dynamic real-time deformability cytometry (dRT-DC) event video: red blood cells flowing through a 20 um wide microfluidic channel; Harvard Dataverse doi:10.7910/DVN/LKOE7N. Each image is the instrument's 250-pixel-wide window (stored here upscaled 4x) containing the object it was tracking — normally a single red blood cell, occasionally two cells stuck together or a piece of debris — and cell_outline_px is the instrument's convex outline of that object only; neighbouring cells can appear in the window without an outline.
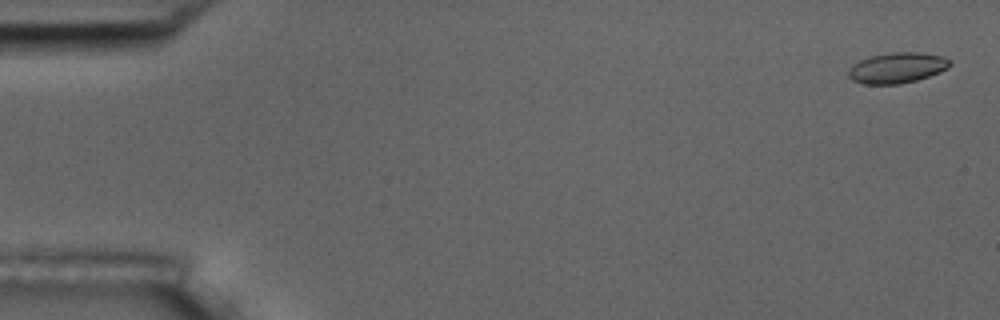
{"species": "common noctule bat (a hibernating species)", "species_latin": "Nyctalus noctula", "temperature_condition": "room temperature", "stored_images_in_passage": 10, "camera_frame_rate_fps": 3000, "um_per_image_px": 0.085, "animal": {"sex": "male", "body_mass_g": 17.5, "forearm_length_mm": 52.3}, "frame": {"image": 1, "passage_image": 1, "time_ms": 0.0, "image_size_px": [1000, 320], "cell_outline_px": [[952, 64], [948, 68], [940, 72], [916, 80], [900, 84], [864, 84], [852, 80], [848, 76], [848, 72], [852, 64], [860, 60], [872, 56], [892, 52], [920, 52], [944, 56], [952, 60]], "centroid_in_image_um": [76.29, 5.76], "position_along_channel_um": 8.7, "area_um2": 18.21}}
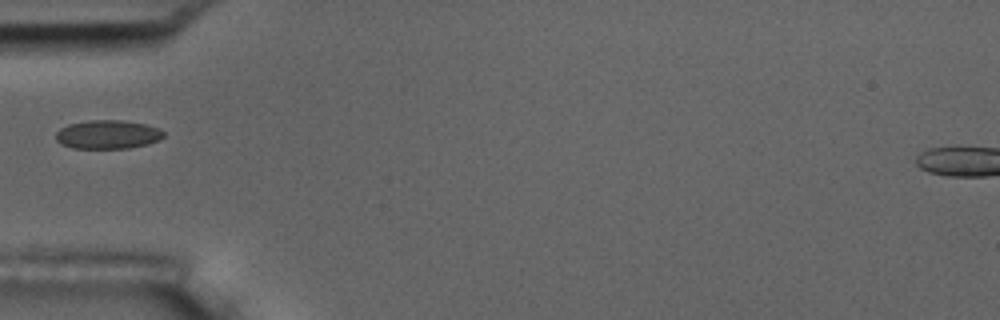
{"frame": {"image": 2, "passage_image": 5, "time_ms": 5.667, "image_size_px": [1000, 320], "cell_outline_px": [[164, 136], [160, 140], [148, 144], [128, 148], [72, 148], [60, 144], [56, 140], [56, 132], [60, 128], [68, 124], [88, 120], [124, 120], [144, 124], [160, 128], [164, 132]], "centroid_in_image_um": [9.16, 11.43], "position_along_channel_um": 75.8, "area_um2": 18.21}}
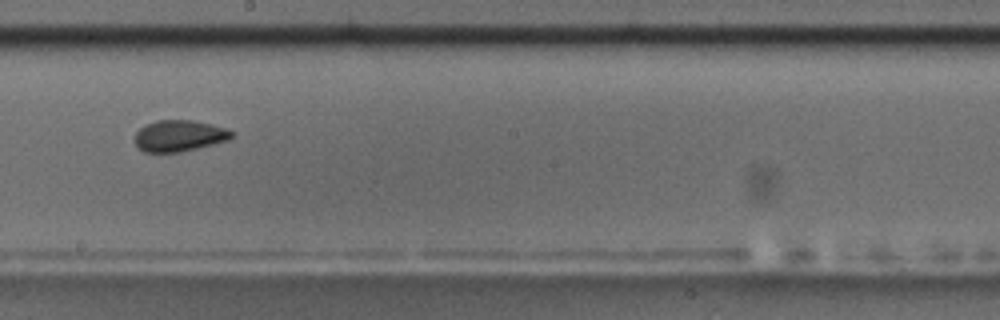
{"frame": {"image": 3, "passage_image": 9, "time_ms": 10.0, "image_size_px": [1000, 320], "cell_outline_px": [[236, 132], [228, 140], [180, 152], [144, 152], [136, 148], [136, 132], [144, 124], [156, 120], [192, 120], [212, 124], [228, 128]], "centroid_in_image_um": [15.24, 11.53], "position_along_channel_um": 233.0, "area_um2": 17.8}}